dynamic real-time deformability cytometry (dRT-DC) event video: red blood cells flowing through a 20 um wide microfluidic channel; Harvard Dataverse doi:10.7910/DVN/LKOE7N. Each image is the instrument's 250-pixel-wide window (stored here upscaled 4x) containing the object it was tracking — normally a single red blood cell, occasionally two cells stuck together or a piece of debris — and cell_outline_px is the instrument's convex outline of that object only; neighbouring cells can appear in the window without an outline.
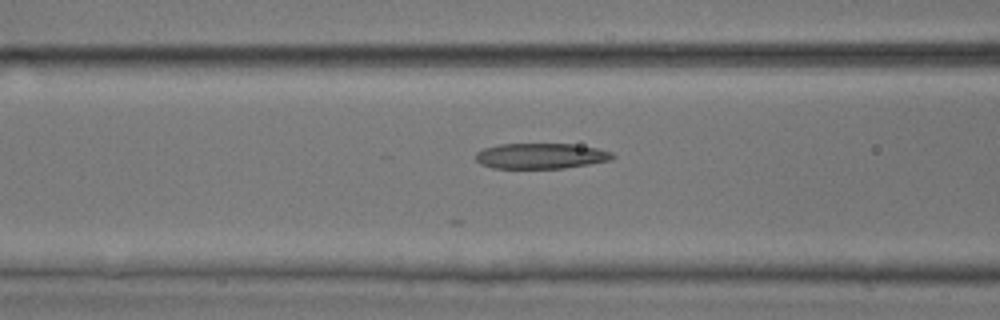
{"species": "common noctule bat (a hibernating species)", "species_latin": "Nyctalus noctula", "temperature_condition": "room temperature", "stored_images_in_passage": 32, "camera_frame_rate_fps": 3000, "um_per_image_px": 0.085, "animal": {"sex": "male", "body_mass_g": 17.9, "forearm_length_mm": 54.2}, "frame": {"image": 1, "passage_image": 21, "time_ms": 6.667, "image_size_px": [1000, 320], "cell_outline_px": [[616, 156], [612, 160], [564, 168], [492, 168], [480, 164], [476, 160], [476, 152], [484, 148], [500, 144], [572, 144], [596, 148], [612, 152]], "centroid_in_image_um": [45.97, 13.26], "position_along_channel_um": 120.6, "area_um2": 20.35}}